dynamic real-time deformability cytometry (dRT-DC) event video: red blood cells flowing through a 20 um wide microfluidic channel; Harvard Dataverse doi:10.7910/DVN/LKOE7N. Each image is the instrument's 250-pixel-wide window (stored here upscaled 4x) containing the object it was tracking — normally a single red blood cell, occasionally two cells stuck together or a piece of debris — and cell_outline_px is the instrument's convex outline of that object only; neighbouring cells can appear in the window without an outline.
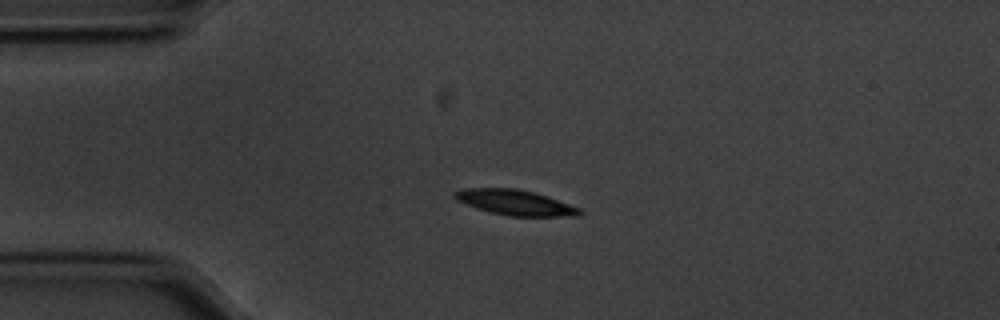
{"species": "common noctule bat (a hibernating species)", "species_latin": "Nyctalus noctula", "temperature_condition": "cold", "stored_images_in_passage": 44, "camera_frame_rate_fps": 3000, "um_per_image_px": 0.085, "animal": {"sex": "male", "body_mass_g": 20.1, "forearm_length_mm": 53.5}, "frame": {"image": 1, "passage_image": 1, "time_ms": 0.0, "image_size_px": [1000, 320], "cell_outline_px": [[584, 212], [576, 216], [508, 216], [492, 212], [456, 200], [452, 196], [452, 192], [464, 188], [516, 188], [548, 196], [580, 208]], "centroid_in_image_um": [43.8, 17.2], "position_along_channel_um": 41.2, "area_um2": 18.26}}
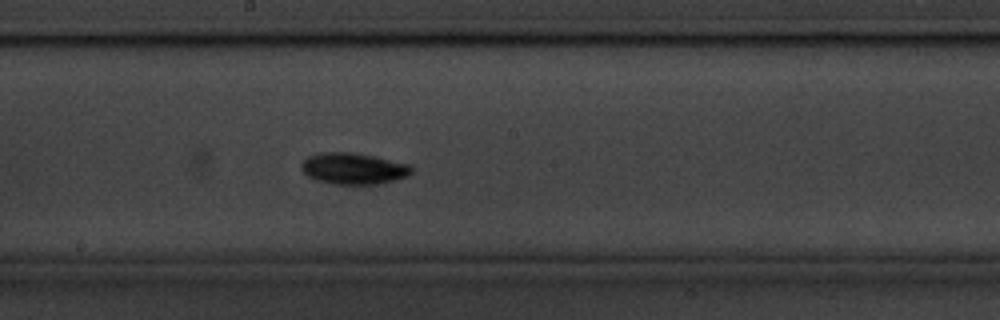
{"frame": {"image": 2, "passage_image": 18, "time_ms": 5.667, "image_size_px": [1000, 320], "cell_outline_px": [[412, 172], [408, 176], [396, 180], [376, 184], [332, 184], [316, 180], [308, 176], [300, 168], [300, 164], [308, 156], [320, 152], [348, 152], [372, 156], [412, 164]], "centroid_in_image_um": [30.04, 14.33], "position_along_channel_um": 218.2, "area_um2": 20.23}}
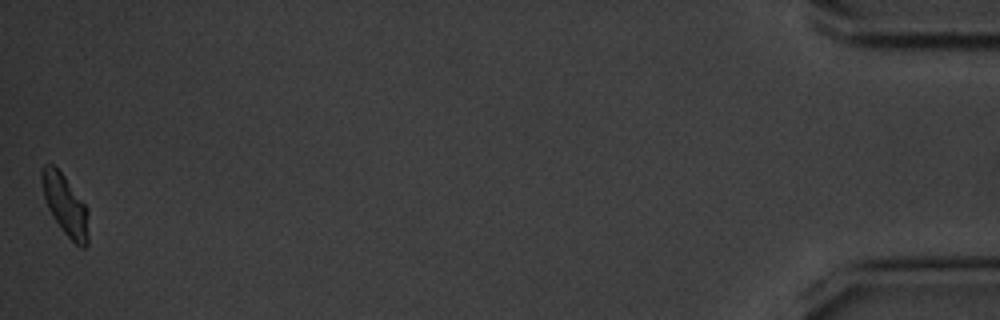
{"frame": {"image": 3, "passage_image": 44, "time_ms": 14.333, "image_size_px": [1000, 320], "cell_outline_px": [[88, 244], [84, 248], [80, 248], [64, 232], [52, 216], [48, 208], [44, 196], [40, 180], [40, 172], [44, 164], [52, 164], [64, 176], [88, 208]], "centroid_in_image_um": [5.54, 17.43], "position_along_channel_um": 429.7, "area_um2": 16.47}, "authors_computed_cell_mechanics": {"area_um2": 17.6001, "velocity_mm_per_s": 3.5258, "shape_relaxation_time_tau1_ms": 2.0125, "shape_relaxation_time_tau2_ms": 8.5687, "deformation_change_tau1": 0.1142, "deformation_change_tau2": 0.1011}}